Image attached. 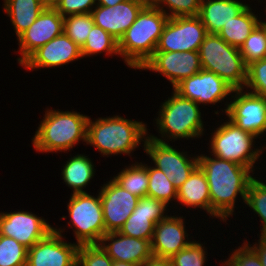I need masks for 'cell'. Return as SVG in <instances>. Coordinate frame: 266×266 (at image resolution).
<instances>
[{"label": "cell", "mask_w": 266, "mask_h": 266, "mask_svg": "<svg viewBox=\"0 0 266 266\" xmlns=\"http://www.w3.org/2000/svg\"><path fill=\"white\" fill-rule=\"evenodd\" d=\"M124 1L125 0H97V5L114 7L116 4Z\"/></svg>", "instance_id": "cell-43"}, {"label": "cell", "mask_w": 266, "mask_h": 266, "mask_svg": "<svg viewBox=\"0 0 266 266\" xmlns=\"http://www.w3.org/2000/svg\"><path fill=\"white\" fill-rule=\"evenodd\" d=\"M250 4L236 17L224 25L218 35L229 45L240 48L251 32L262 21Z\"/></svg>", "instance_id": "cell-27"}, {"label": "cell", "mask_w": 266, "mask_h": 266, "mask_svg": "<svg viewBox=\"0 0 266 266\" xmlns=\"http://www.w3.org/2000/svg\"><path fill=\"white\" fill-rule=\"evenodd\" d=\"M258 242H254L253 245L250 241H245L257 254L262 266H266V236H258ZM252 245V246H251Z\"/></svg>", "instance_id": "cell-41"}, {"label": "cell", "mask_w": 266, "mask_h": 266, "mask_svg": "<svg viewBox=\"0 0 266 266\" xmlns=\"http://www.w3.org/2000/svg\"><path fill=\"white\" fill-rule=\"evenodd\" d=\"M177 205L191 207L192 210L200 208L211 218V201L209 187L204 171L198 165L189 178L177 190Z\"/></svg>", "instance_id": "cell-24"}, {"label": "cell", "mask_w": 266, "mask_h": 266, "mask_svg": "<svg viewBox=\"0 0 266 266\" xmlns=\"http://www.w3.org/2000/svg\"><path fill=\"white\" fill-rule=\"evenodd\" d=\"M27 251L14 238L0 235V266H26Z\"/></svg>", "instance_id": "cell-35"}, {"label": "cell", "mask_w": 266, "mask_h": 266, "mask_svg": "<svg viewBox=\"0 0 266 266\" xmlns=\"http://www.w3.org/2000/svg\"><path fill=\"white\" fill-rule=\"evenodd\" d=\"M239 51L247 66L266 58V23L264 19L240 46Z\"/></svg>", "instance_id": "cell-32"}, {"label": "cell", "mask_w": 266, "mask_h": 266, "mask_svg": "<svg viewBox=\"0 0 266 266\" xmlns=\"http://www.w3.org/2000/svg\"><path fill=\"white\" fill-rule=\"evenodd\" d=\"M264 179V180H263ZM262 180V181H261ZM265 181V182H264ZM258 215L261 222V236H266V180L265 177H254L247 188L245 204Z\"/></svg>", "instance_id": "cell-31"}, {"label": "cell", "mask_w": 266, "mask_h": 266, "mask_svg": "<svg viewBox=\"0 0 266 266\" xmlns=\"http://www.w3.org/2000/svg\"><path fill=\"white\" fill-rule=\"evenodd\" d=\"M47 108L32 138L39 153L70 151L80 141L86 144L88 115L74 111ZM59 151V152H58Z\"/></svg>", "instance_id": "cell-3"}, {"label": "cell", "mask_w": 266, "mask_h": 266, "mask_svg": "<svg viewBox=\"0 0 266 266\" xmlns=\"http://www.w3.org/2000/svg\"><path fill=\"white\" fill-rule=\"evenodd\" d=\"M83 58L105 54V56H120L118 41L97 25H93L86 42L81 48Z\"/></svg>", "instance_id": "cell-29"}, {"label": "cell", "mask_w": 266, "mask_h": 266, "mask_svg": "<svg viewBox=\"0 0 266 266\" xmlns=\"http://www.w3.org/2000/svg\"><path fill=\"white\" fill-rule=\"evenodd\" d=\"M97 0H60L54 7L63 17L91 13Z\"/></svg>", "instance_id": "cell-40"}, {"label": "cell", "mask_w": 266, "mask_h": 266, "mask_svg": "<svg viewBox=\"0 0 266 266\" xmlns=\"http://www.w3.org/2000/svg\"><path fill=\"white\" fill-rule=\"evenodd\" d=\"M139 70H150L165 77L172 89L182 80L202 70L199 51H155Z\"/></svg>", "instance_id": "cell-13"}, {"label": "cell", "mask_w": 266, "mask_h": 266, "mask_svg": "<svg viewBox=\"0 0 266 266\" xmlns=\"http://www.w3.org/2000/svg\"><path fill=\"white\" fill-rule=\"evenodd\" d=\"M129 166L121 169L116 175L111 177L118 185L131 194L142 198L148 192V163L133 162Z\"/></svg>", "instance_id": "cell-28"}, {"label": "cell", "mask_w": 266, "mask_h": 266, "mask_svg": "<svg viewBox=\"0 0 266 266\" xmlns=\"http://www.w3.org/2000/svg\"><path fill=\"white\" fill-rule=\"evenodd\" d=\"M142 266H173L170 258H158L152 256Z\"/></svg>", "instance_id": "cell-42"}, {"label": "cell", "mask_w": 266, "mask_h": 266, "mask_svg": "<svg viewBox=\"0 0 266 266\" xmlns=\"http://www.w3.org/2000/svg\"><path fill=\"white\" fill-rule=\"evenodd\" d=\"M167 207L168 205L160 200L143 196L118 232L128 237L146 239L151 242L155 225L166 218L170 212Z\"/></svg>", "instance_id": "cell-20"}, {"label": "cell", "mask_w": 266, "mask_h": 266, "mask_svg": "<svg viewBox=\"0 0 266 266\" xmlns=\"http://www.w3.org/2000/svg\"><path fill=\"white\" fill-rule=\"evenodd\" d=\"M218 123L221 125L217 124L218 127L213 128L214 132L209 139L208 155L235 162L254 173L257 169L255 163L258 164L260 156H263L262 147L255 146V139L258 138L237 127L229 119Z\"/></svg>", "instance_id": "cell-6"}, {"label": "cell", "mask_w": 266, "mask_h": 266, "mask_svg": "<svg viewBox=\"0 0 266 266\" xmlns=\"http://www.w3.org/2000/svg\"><path fill=\"white\" fill-rule=\"evenodd\" d=\"M168 16L146 5L118 42L120 57L128 68L139 70L154 54Z\"/></svg>", "instance_id": "cell-5"}, {"label": "cell", "mask_w": 266, "mask_h": 266, "mask_svg": "<svg viewBox=\"0 0 266 266\" xmlns=\"http://www.w3.org/2000/svg\"><path fill=\"white\" fill-rule=\"evenodd\" d=\"M173 214V216L170 214L159 221L154 227L151 241V250L154 257L171 258L192 242V236L188 237L191 234H188L186 229V217L179 216V213L175 215L176 212Z\"/></svg>", "instance_id": "cell-19"}, {"label": "cell", "mask_w": 266, "mask_h": 266, "mask_svg": "<svg viewBox=\"0 0 266 266\" xmlns=\"http://www.w3.org/2000/svg\"><path fill=\"white\" fill-rule=\"evenodd\" d=\"M199 55L202 69L215 73L234 90L244 89L248 66L239 48L227 44L218 34H207Z\"/></svg>", "instance_id": "cell-7"}, {"label": "cell", "mask_w": 266, "mask_h": 266, "mask_svg": "<svg viewBox=\"0 0 266 266\" xmlns=\"http://www.w3.org/2000/svg\"><path fill=\"white\" fill-rule=\"evenodd\" d=\"M78 59H83L81 48L63 32L34 51L20 66L27 71L56 69Z\"/></svg>", "instance_id": "cell-18"}, {"label": "cell", "mask_w": 266, "mask_h": 266, "mask_svg": "<svg viewBox=\"0 0 266 266\" xmlns=\"http://www.w3.org/2000/svg\"><path fill=\"white\" fill-rule=\"evenodd\" d=\"M231 252L226 260L223 259L222 266H262L256 252L245 240L237 249H233Z\"/></svg>", "instance_id": "cell-39"}, {"label": "cell", "mask_w": 266, "mask_h": 266, "mask_svg": "<svg viewBox=\"0 0 266 266\" xmlns=\"http://www.w3.org/2000/svg\"><path fill=\"white\" fill-rule=\"evenodd\" d=\"M99 190L105 231H119L136 208L139 197L126 191L112 178Z\"/></svg>", "instance_id": "cell-17"}, {"label": "cell", "mask_w": 266, "mask_h": 266, "mask_svg": "<svg viewBox=\"0 0 266 266\" xmlns=\"http://www.w3.org/2000/svg\"><path fill=\"white\" fill-rule=\"evenodd\" d=\"M201 1L202 0H148L147 5L160 9L169 18H174L198 16Z\"/></svg>", "instance_id": "cell-34"}, {"label": "cell", "mask_w": 266, "mask_h": 266, "mask_svg": "<svg viewBox=\"0 0 266 266\" xmlns=\"http://www.w3.org/2000/svg\"><path fill=\"white\" fill-rule=\"evenodd\" d=\"M173 90L181 97L195 101L199 106H209L222 103L232 95L234 89L215 73L202 69L182 80Z\"/></svg>", "instance_id": "cell-15"}, {"label": "cell", "mask_w": 266, "mask_h": 266, "mask_svg": "<svg viewBox=\"0 0 266 266\" xmlns=\"http://www.w3.org/2000/svg\"><path fill=\"white\" fill-rule=\"evenodd\" d=\"M146 5L144 0H125L114 7L96 5L91 14L94 24L119 42Z\"/></svg>", "instance_id": "cell-21"}, {"label": "cell", "mask_w": 266, "mask_h": 266, "mask_svg": "<svg viewBox=\"0 0 266 266\" xmlns=\"http://www.w3.org/2000/svg\"><path fill=\"white\" fill-rule=\"evenodd\" d=\"M99 245L113 261L143 265L153 256L150 241L128 237L118 231L105 233Z\"/></svg>", "instance_id": "cell-22"}, {"label": "cell", "mask_w": 266, "mask_h": 266, "mask_svg": "<svg viewBox=\"0 0 266 266\" xmlns=\"http://www.w3.org/2000/svg\"><path fill=\"white\" fill-rule=\"evenodd\" d=\"M53 230V225L33 212L18 210L0 212V235L14 238L17 242L31 248Z\"/></svg>", "instance_id": "cell-14"}, {"label": "cell", "mask_w": 266, "mask_h": 266, "mask_svg": "<svg viewBox=\"0 0 266 266\" xmlns=\"http://www.w3.org/2000/svg\"><path fill=\"white\" fill-rule=\"evenodd\" d=\"M244 89L266 98V58L248 65Z\"/></svg>", "instance_id": "cell-38"}, {"label": "cell", "mask_w": 266, "mask_h": 266, "mask_svg": "<svg viewBox=\"0 0 266 266\" xmlns=\"http://www.w3.org/2000/svg\"><path fill=\"white\" fill-rule=\"evenodd\" d=\"M143 151L152 159L153 166L162 170L178 190L198 166V154L179 150L170 143L159 142L147 136ZM179 150V151H178Z\"/></svg>", "instance_id": "cell-10"}, {"label": "cell", "mask_w": 266, "mask_h": 266, "mask_svg": "<svg viewBox=\"0 0 266 266\" xmlns=\"http://www.w3.org/2000/svg\"><path fill=\"white\" fill-rule=\"evenodd\" d=\"M230 98V102L227 99L224 110H220L225 113L226 118L258 139L265 137L266 98L245 89L233 90Z\"/></svg>", "instance_id": "cell-9"}, {"label": "cell", "mask_w": 266, "mask_h": 266, "mask_svg": "<svg viewBox=\"0 0 266 266\" xmlns=\"http://www.w3.org/2000/svg\"><path fill=\"white\" fill-rule=\"evenodd\" d=\"M64 227H53L51 232L28 249L26 266H77L79 245L64 241Z\"/></svg>", "instance_id": "cell-12"}, {"label": "cell", "mask_w": 266, "mask_h": 266, "mask_svg": "<svg viewBox=\"0 0 266 266\" xmlns=\"http://www.w3.org/2000/svg\"><path fill=\"white\" fill-rule=\"evenodd\" d=\"M3 11L10 18L18 38L46 8L43 0H3Z\"/></svg>", "instance_id": "cell-26"}, {"label": "cell", "mask_w": 266, "mask_h": 266, "mask_svg": "<svg viewBox=\"0 0 266 266\" xmlns=\"http://www.w3.org/2000/svg\"><path fill=\"white\" fill-rule=\"evenodd\" d=\"M148 177L147 196L160 200L168 206L170 203L173 204L171 201H177V189L162 170L148 165Z\"/></svg>", "instance_id": "cell-30"}, {"label": "cell", "mask_w": 266, "mask_h": 266, "mask_svg": "<svg viewBox=\"0 0 266 266\" xmlns=\"http://www.w3.org/2000/svg\"><path fill=\"white\" fill-rule=\"evenodd\" d=\"M249 4L243 0H202L198 17L208 34L218 32Z\"/></svg>", "instance_id": "cell-23"}, {"label": "cell", "mask_w": 266, "mask_h": 266, "mask_svg": "<svg viewBox=\"0 0 266 266\" xmlns=\"http://www.w3.org/2000/svg\"><path fill=\"white\" fill-rule=\"evenodd\" d=\"M61 169V179L64 184L72 189V193H87L85 188L90 180L94 179L96 173V167L93 163V159L89 158L85 154H76L68 158Z\"/></svg>", "instance_id": "cell-25"}, {"label": "cell", "mask_w": 266, "mask_h": 266, "mask_svg": "<svg viewBox=\"0 0 266 266\" xmlns=\"http://www.w3.org/2000/svg\"><path fill=\"white\" fill-rule=\"evenodd\" d=\"M150 129L142 121L120 115L88 118L86 145L96 148L103 157L126 154L132 157L137 148L144 147ZM142 142V143H141Z\"/></svg>", "instance_id": "cell-2"}, {"label": "cell", "mask_w": 266, "mask_h": 266, "mask_svg": "<svg viewBox=\"0 0 266 266\" xmlns=\"http://www.w3.org/2000/svg\"><path fill=\"white\" fill-rule=\"evenodd\" d=\"M207 247L195 239L170 259L173 266H204L207 259Z\"/></svg>", "instance_id": "cell-36"}, {"label": "cell", "mask_w": 266, "mask_h": 266, "mask_svg": "<svg viewBox=\"0 0 266 266\" xmlns=\"http://www.w3.org/2000/svg\"><path fill=\"white\" fill-rule=\"evenodd\" d=\"M207 34L198 16L168 18L155 51H199Z\"/></svg>", "instance_id": "cell-11"}, {"label": "cell", "mask_w": 266, "mask_h": 266, "mask_svg": "<svg viewBox=\"0 0 266 266\" xmlns=\"http://www.w3.org/2000/svg\"><path fill=\"white\" fill-rule=\"evenodd\" d=\"M198 165L204 171L210 194L211 218L223 223L235 215L237 198L245 204L247 188L255 177L249 168L235 162L205 154L198 155ZM239 195V196H238Z\"/></svg>", "instance_id": "cell-1"}, {"label": "cell", "mask_w": 266, "mask_h": 266, "mask_svg": "<svg viewBox=\"0 0 266 266\" xmlns=\"http://www.w3.org/2000/svg\"><path fill=\"white\" fill-rule=\"evenodd\" d=\"M46 7H55L60 0H43Z\"/></svg>", "instance_id": "cell-45"}, {"label": "cell", "mask_w": 266, "mask_h": 266, "mask_svg": "<svg viewBox=\"0 0 266 266\" xmlns=\"http://www.w3.org/2000/svg\"><path fill=\"white\" fill-rule=\"evenodd\" d=\"M68 228H73L75 243L80 245L99 244L106 233L101 198L90 193H71L67 203Z\"/></svg>", "instance_id": "cell-8"}, {"label": "cell", "mask_w": 266, "mask_h": 266, "mask_svg": "<svg viewBox=\"0 0 266 266\" xmlns=\"http://www.w3.org/2000/svg\"><path fill=\"white\" fill-rule=\"evenodd\" d=\"M171 94L161 103L157 112L158 117L155 118L159 137L153 134L148 136L164 143L203 137L205 122L202 120L199 105L195 101L181 97L173 89Z\"/></svg>", "instance_id": "cell-4"}, {"label": "cell", "mask_w": 266, "mask_h": 266, "mask_svg": "<svg viewBox=\"0 0 266 266\" xmlns=\"http://www.w3.org/2000/svg\"><path fill=\"white\" fill-rule=\"evenodd\" d=\"M93 25L94 19L91 13L69 15L64 17L63 32L82 48Z\"/></svg>", "instance_id": "cell-33"}, {"label": "cell", "mask_w": 266, "mask_h": 266, "mask_svg": "<svg viewBox=\"0 0 266 266\" xmlns=\"http://www.w3.org/2000/svg\"><path fill=\"white\" fill-rule=\"evenodd\" d=\"M264 149H266V144L265 145L263 144V146H262V152L265 151Z\"/></svg>", "instance_id": "cell-46"}, {"label": "cell", "mask_w": 266, "mask_h": 266, "mask_svg": "<svg viewBox=\"0 0 266 266\" xmlns=\"http://www.w3.org/2000/svg\"><path fill=\"white\" fill-rule=\"evenodd\" d=\"M112 266H142V265L128 263V262L113 261Z\"/></svg>", "instance_id": "cell-44"}, {"label": "cell", "mask_w": 266, "mask_h": 266, "mask_svg": "<svg viewBox=\"0 0 266 266\" xmlns=\"http://www.w3.org/2000/svg\"><path fill=\"white\" fill-rule=\"evenodd\" d=\"M113 260L99 244L80 245L77 266H112Z\"/></svg>", "instance_id": "cell-37"}, {"label": "cell", "mask_w": 266, "mask_h": 266, "mask_svg": "<svg viewBox=\"0 0 266 266\" xmlns=\"http://www.w3.org/2000/svg\"><path fill=\"white\" fill-rule=\"evenodd\" d=\"M64 28V17L53 7H46L35 22L18 38L20 54L16 60L21 65L34 51L61 35Z\"/></svg>", "instance_id": "cell-16"}]
</instances>
